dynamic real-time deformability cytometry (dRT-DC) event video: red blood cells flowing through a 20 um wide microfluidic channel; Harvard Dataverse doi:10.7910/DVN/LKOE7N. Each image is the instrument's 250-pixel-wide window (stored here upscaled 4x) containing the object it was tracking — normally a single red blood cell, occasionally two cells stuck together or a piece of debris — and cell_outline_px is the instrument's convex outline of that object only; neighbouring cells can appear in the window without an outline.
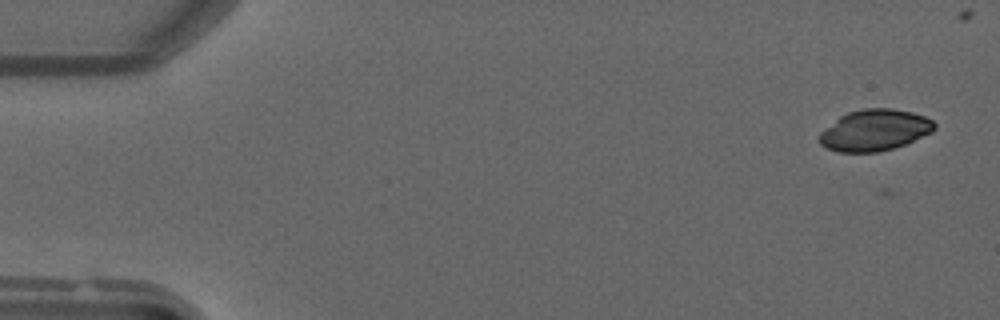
{"species": "common noctule bat (a hibernating species)", "species_latin": "Nyctalus noctula", "temperature_condition": "warm", "stored_images_in_passage": 17, "camera_frame_rate_fps": 3000, "um_per_image_px": 0.085, "animal": {"sex": "male", "forearm_length_mm": 52.5}, "frame": {"image": 1, "passage_image": 5, "time_ms": 1.333, "image_size_px": [1000, 320], "cell_outline_px": [[936, 128], [932, 132], [904, 144], [892, 148], [876, 152], [836, 152], [824, 148], [820, 144], [816, 136], [820, 132], [840, 116], [848, 112], [864, 108], [892, 108], [912, 112], [924, 116], [932, 120], [936, 124]], "centroid_in_image_um": [74.3, 11.07], "position_along_channel_um": 10.7, "area_um2": 27.8}}
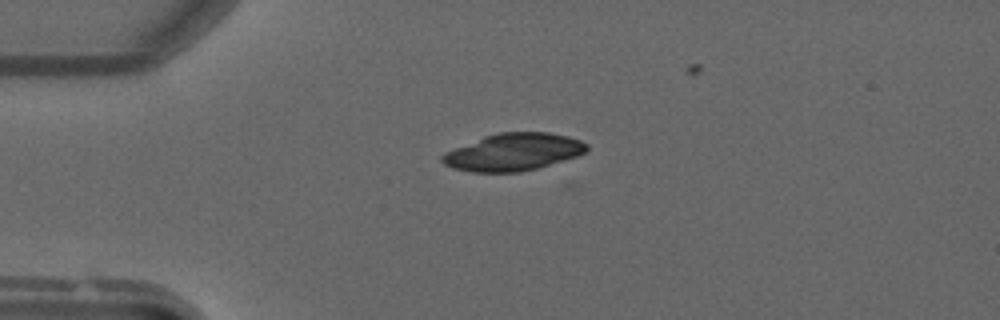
{"frame": {"image": 2, "passage_image": 15, "time_ms": 4.667, "image_size_px": [1000, 320], "cell_outline_px": [[588, 148], [584, 152], [576, 156], [536, 168], [520, 172], [472, 172], [452, 168], [444, 164], [440, 160], [440, 156], [444, 152], [484, 136], [500, 132], [548, 132], [568, 136], [580, 140], [588, 144]], "centroid_in_image_um": [43.59, 12.92], "position_along_channel_um": 41.4, "area_um2": 31.33}}